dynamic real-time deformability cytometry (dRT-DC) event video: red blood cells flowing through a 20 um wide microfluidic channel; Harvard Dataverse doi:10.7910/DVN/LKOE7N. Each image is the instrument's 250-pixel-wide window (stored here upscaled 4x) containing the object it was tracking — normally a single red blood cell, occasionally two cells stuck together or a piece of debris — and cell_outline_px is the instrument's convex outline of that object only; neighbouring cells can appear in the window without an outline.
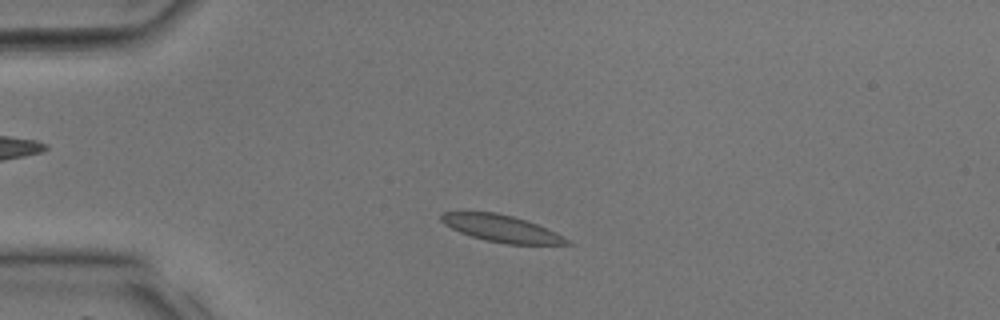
{"species": "common noctule bat (a hibernating species)", "species_latin": "Nyctalus noctula", "temperature_condition": "room temperature", "stored_images_in_passage": 31, "camera_frame_rate_fps": 3000, "um_per_image_px": 0.085, "animal": {"sex": "male", "body_mass_g": 17.9, "forearm_length_mm": 54.2}, "frame": {"image": 1, "passage_image": 5, "time_ms": 1.333, "image_size_px": [1000, 320], "cell_outline_px": [[572, 244], [504, 244], [484, 240], [460, 232], [444, 224], [440, 220], [440, 216], [444, 212], [496, 212], [512, 216], [536, 224], [556, 232], [568, 240]], "centroid_in_image_um": [42.59, 19.42], "position_along_channel_um": 42.4, "area_um2": 19.42}}
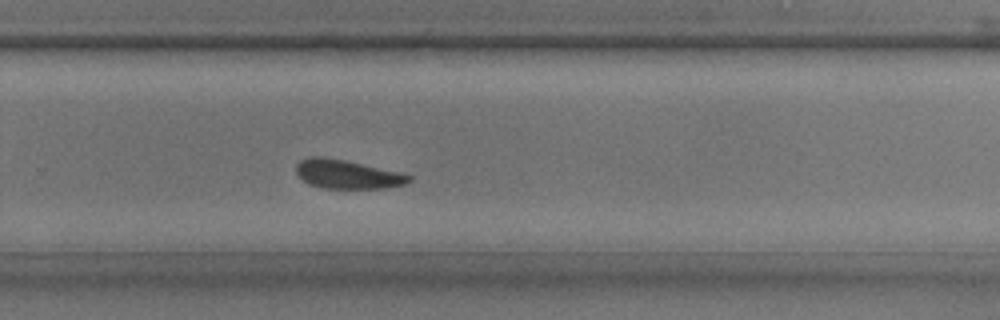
{"frame": {"image": 2, "passage_image": 20, "time_ms": 6.333, "image_size_px": [1000, 320], "cell_outline_px": [[412, 180], [404, 184], [388, 188], [320, 188], [308, 184], [296, 172], [296, 164], [300, 160], [312, 156], [320, 156], [344, 160], [400, 172], [412, 176]], "centroid_in_image_um": [29.51, 14.82], "position_along_channel_um": 300.3, "area_um2": 18.9}}
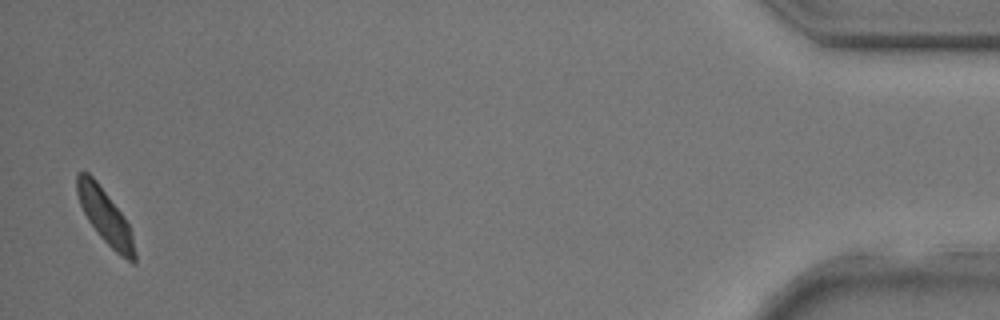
{"frame": {"image": 3, "passage_image": 31, "time_ms": 10.0, "image_size_px": [1000, 320], "cell_outline_px": [[136, 260], [132, 264], [120, 256], [100, 236], [88, 220], [80, 204], [76, 192], [76, 172], [88, 172], [96, 180], [124, 216], [132, 232], [136, 252]], "centroid_in_image_um": [8.95, 18.4], "position_along_channel_um": 426.3, "area_um2": 18.32}}